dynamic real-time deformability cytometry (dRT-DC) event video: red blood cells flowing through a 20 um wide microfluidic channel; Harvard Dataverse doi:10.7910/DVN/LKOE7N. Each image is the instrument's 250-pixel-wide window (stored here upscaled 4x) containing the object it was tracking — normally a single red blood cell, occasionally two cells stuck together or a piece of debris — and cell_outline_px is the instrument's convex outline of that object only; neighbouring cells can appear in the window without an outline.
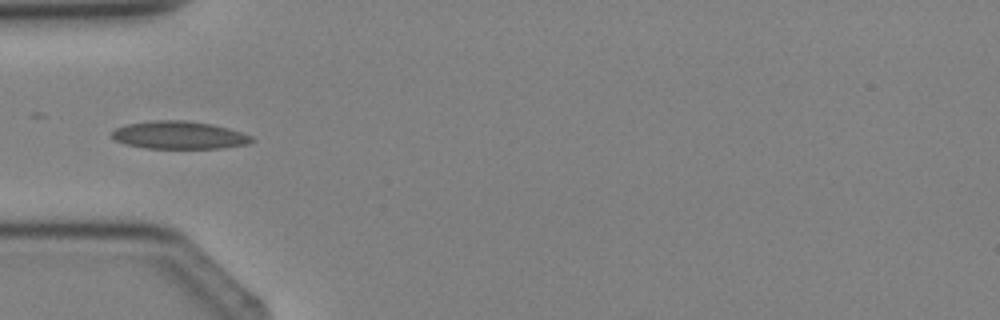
{"species": "Egyptian fruit bat (a non-hibernating species)", "species_latin": "Rousettus aegyptiacus", "temperature_condition": "cold", "stored_images_in_passage": 4, "camera_frame_rate_fps": 3000, "um_per_image_px": 0.085, "animal": {"sex": "female"}, "frame": {"image": 1, "passage_image": 4, "time_ms": 3.667, "image_size_px": [1000, 320], "cell_outline_px": [[256, 140], [248, 144], [224, 148], [148, 148], [128, 144], [116, 140], [112, 136], [112, 132], [116, 128], [128, 124], [156, 120], [188, 120], [212, 124], [228, 128], [252, 136]], "centroid_in_image_um": [15.29, 11.48], "position_along_channel_um": 69.7, "area_um2": 22.48}}